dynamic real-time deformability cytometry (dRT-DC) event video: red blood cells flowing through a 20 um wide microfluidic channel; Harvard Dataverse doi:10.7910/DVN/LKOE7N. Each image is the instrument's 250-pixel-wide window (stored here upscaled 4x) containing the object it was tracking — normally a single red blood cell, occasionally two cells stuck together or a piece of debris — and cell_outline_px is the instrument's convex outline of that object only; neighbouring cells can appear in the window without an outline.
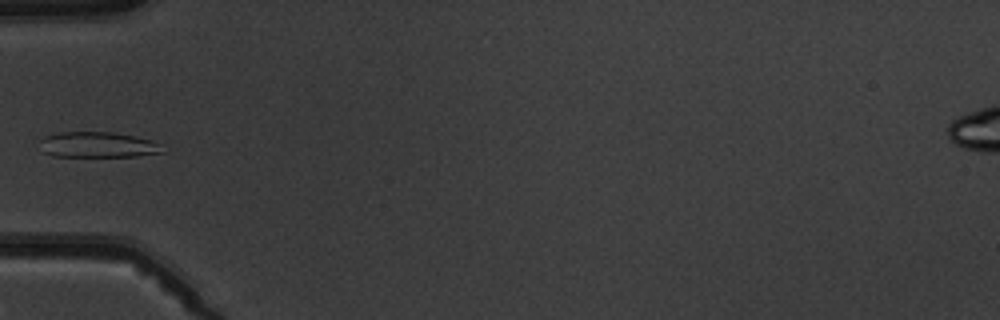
{"species": "common noctule bat (a hibernating species)", "species_latin": "Nyctalus noctula", "temperature_condition": "warm", "stored_images_in_passage": 6, "camera_frame_rate_fps": 3000, "um_per_image_px": 0.085, "animal": {"sex": "male", "body_mass_g": 19.5, "forearm_length_mm": 54.6}, "frame": {"image": 1, "passage_image": 6, "time_ms": 5.667, "image_size_px": [1000, 320], "cell_outline_px": [[168, 152], [136, 156], [52, 156], [40, 152], [40, 140], [44, 136], [60, 132], [112, 132], [152, 140], [160, 144]], "centroid_in_image_um": [8.3, 12.31], "position_along_channel_um": 76.7, "area_um2": 18.5}}